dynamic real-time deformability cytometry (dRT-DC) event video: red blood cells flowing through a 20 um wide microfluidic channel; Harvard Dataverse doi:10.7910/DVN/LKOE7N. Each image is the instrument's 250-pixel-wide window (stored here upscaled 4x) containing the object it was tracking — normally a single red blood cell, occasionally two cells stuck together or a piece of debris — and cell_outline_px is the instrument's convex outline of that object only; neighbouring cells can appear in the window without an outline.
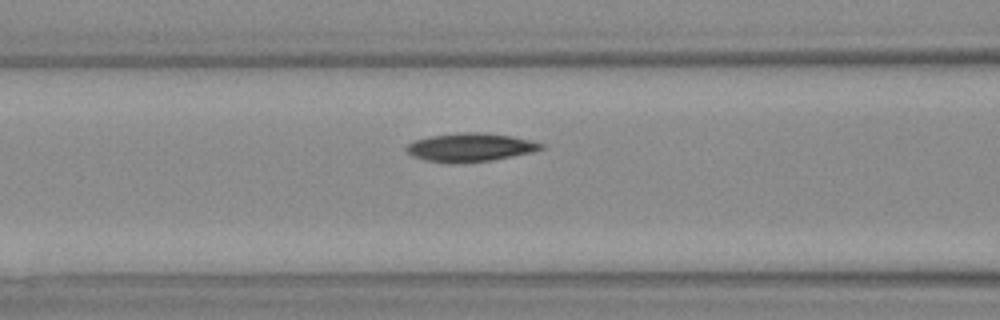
{"species": "Egyptian fruit bat (a non-hibernating species)", "species_latin": "Rousettus aegyptiacus", "temperature_condition": "warm", "stored_images_in_passage": 27, "camera_frame_rate_fps": 3000, "um_per_image_px": 0.085, "animal": {"sex": "female"}, "frame": {"image": 1, "passage_image": 12, "time_ms": 3.667, "image_size_px": [1000, 320], "cell_outline_px": [[544, 148], [532, 152], [492, 160], [456, 164], [448, 164], [424, 160], [412, 156], [404, 148], [408, 144], [416, 140], [428, 136], [460, 132], [484, 132], [512, 136], [532, 140], [544, 144]], "centroid_in_image_um": [39.95, 12.53], "position_along_channel_um": 126.6, "area_um2": 22.66}}